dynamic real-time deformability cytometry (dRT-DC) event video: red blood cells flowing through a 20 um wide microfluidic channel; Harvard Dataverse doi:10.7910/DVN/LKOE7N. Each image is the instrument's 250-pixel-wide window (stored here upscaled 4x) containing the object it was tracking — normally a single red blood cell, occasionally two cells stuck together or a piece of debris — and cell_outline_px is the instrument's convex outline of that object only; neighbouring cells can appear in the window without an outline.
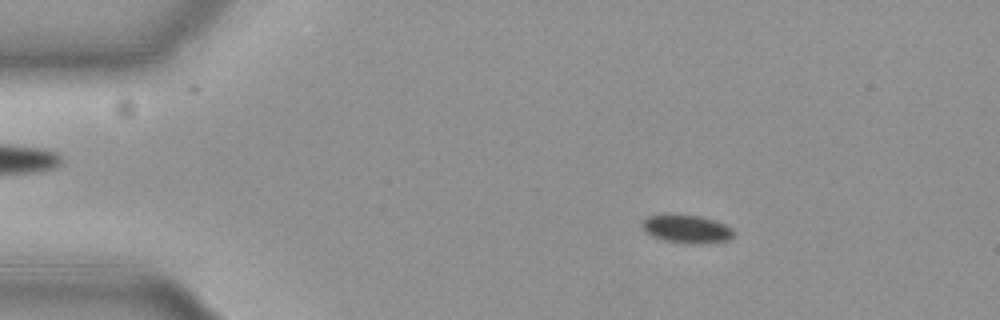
{"species": "common noctule bat (a hibernating species)", "species_latin": "Nyctalus noctula", "temperature_condition": "cold", "stored_images_in_passage": 57, "camera_frame_rate_fps": 3000, "um_per_image_px": 0.085, "animal": {"sex": "female", "body_mass_g": 19.3, "forearm_length_mm": 54.1}, "frame": {"image": 1, "passage_image": 10, "time_ms": 3.0, "image_size_px": [1000, 320], "cell_outline_px": [[736, 232], [728, 240], [700, 244], [688, 244], [664, 240], [652, 236], [640, 224], [648, 216], [700, 216], [724, 224], [732, 228]], "centroid_in_image_um": [58.42, 19.5], "position_along_channel_um": 26.6, "area_um2": 14.57}}
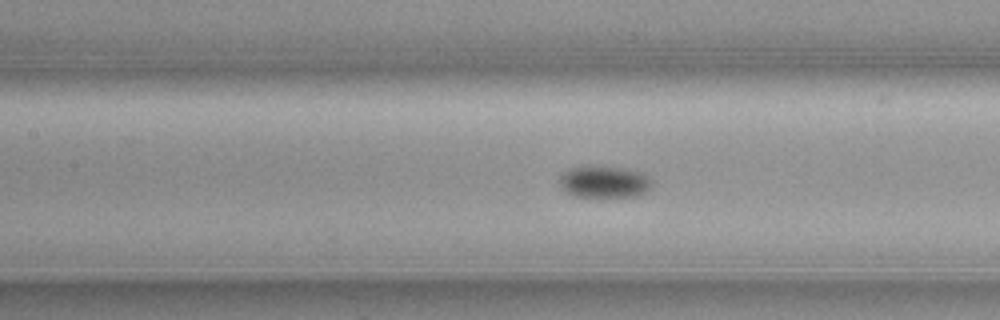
{"frame": {"image": 2, "passage_image": 26, "time_ms": 8.333, "image_size_px": [1000, 320], "cell_outline_px": [[652, 184], [648, 192], [636, 196], [576, 196], [568, 192], [560, 184], [560, 176], [568, 168], [588, 164], [592, 164], [624, 168], [644, 172], [652, 180]], "centroid_in_image_um": [51.4, 15.41], "position_along_channel_um": 156.0, "area_um2": 17.51}}
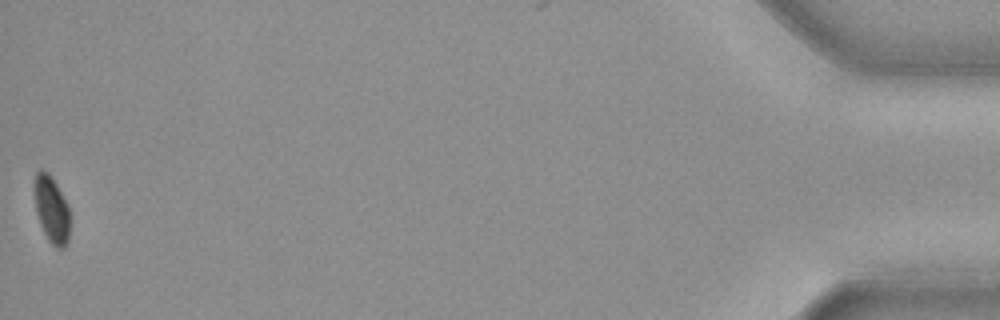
{"frame": {"image": 3, "passage_image": 57, "time_ms": 18.667, "image_size_px": [1000, 320], "cell_outline_px": [[68, 244], [64, 248], [56, 248], [48, 240], [40, 224], [36, 212], [36, 172], [40, 168], [48, 172], [56, 184], [68, 204]], "centroid_in_image_um": [4.4, 17.84], "position_along_channel_um": 430.8, "area_um2": 13.41}}